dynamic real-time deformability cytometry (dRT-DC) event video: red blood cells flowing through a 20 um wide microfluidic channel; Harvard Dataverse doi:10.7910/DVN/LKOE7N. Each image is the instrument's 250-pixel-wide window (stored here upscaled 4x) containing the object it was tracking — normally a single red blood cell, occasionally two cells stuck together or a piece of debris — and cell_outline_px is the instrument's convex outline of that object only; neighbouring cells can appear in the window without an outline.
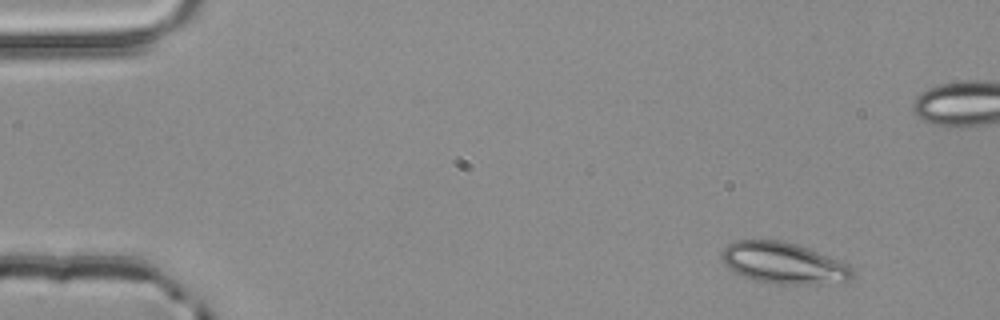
{"species": "common noctule bat (a hibernating species)", "species_latin": "Nyctalus noctula", "temperature_condition": "room temperature", "stored_images_in_passage": 4, "camera_frame_rate_fps": 3000, "um_per_image_px": 0.085, "animal": {"sex": "male", "body_mass_g": 20.4}, "frame": {"image": 1, "passage_image": 1, "time_ms": 0.0, "image_size_px": [1000, 320], "cell_outline_px": [[852, 280], [824, 284], [776, 284], [756, 280], [744, 276], [728, 268], [724, 264], [720, 256], [720, 252], [728, 244], [736, 240], [780, 240], [796, 244], [808, 248], [848, 264], [852, 268]], "centroid_in_image_um": [66.59, 22.36], "position_along_channel_um": 18.4, "area_um2": 31.44}}